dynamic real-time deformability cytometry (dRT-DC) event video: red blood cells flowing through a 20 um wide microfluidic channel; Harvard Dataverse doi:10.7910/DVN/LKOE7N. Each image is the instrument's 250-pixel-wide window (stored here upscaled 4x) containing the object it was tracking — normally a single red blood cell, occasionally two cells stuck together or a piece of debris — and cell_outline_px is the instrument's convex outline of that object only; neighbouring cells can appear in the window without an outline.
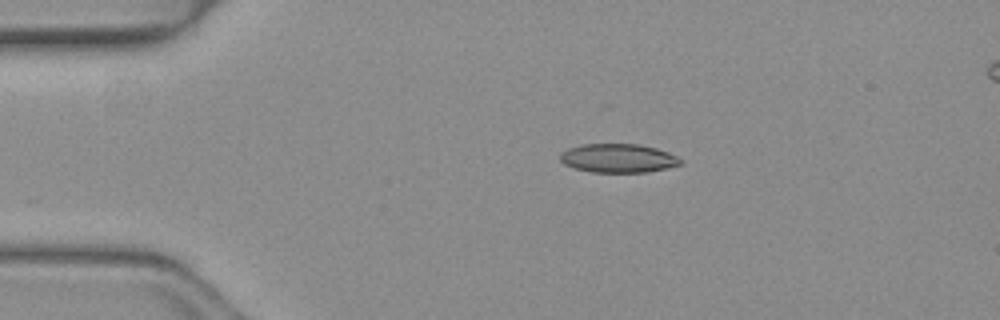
{"species": "common noctule bat (a hibernating species)", "species_latin": "Nyctalus noctula", "temperature_condition": "warm", "stored_images_in_passage": 41, "camera_frame_rate_fps": 3000, "um_per_image_px": 0.085, "animal": {"sex": "female", "body_mass_g": 19.3, "forearm_length_mm": 54.1}, "frame": {"image": 1, "passage_image": 1, "time_ms": 0.0, "image_size_px": [1000, 320], "cell_outline_px": [[680, 164], [668, 168], [648, 172], [592, 172], [572, 168], [564, 164], [560, 160], [560, 152], [568, 148], [580, 144], [640, 144], [656, 148], [668, 152], [676, 156], [680, 160]], "centroid_in_image_um": [52.5, 13.44], "position_along_channel_um": 32.5, "area_um2": 20.29}}
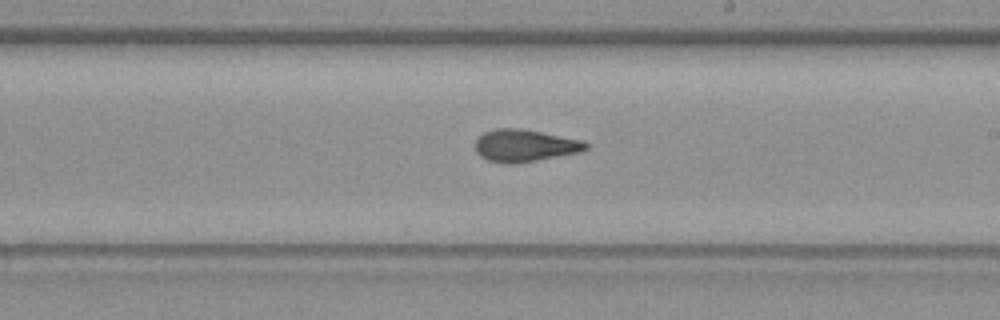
{"frame": {"image": 2, "passage_image": 20, "time_ms": 6.333, "image_size_px": [1000, 320], "cell_outline_px": [[588, 148], [580, 152], [536, 160], [512, 164], [504, 164], [488, 160], [480, 156], [476, 152], [476, 136], [484, 132], [496, 128], [520, 128], [584, 140], [588, 144]], "centroid_in_image_um": [44.58, 12.37], "position_along_channel_um": 244.4, "area_um2": 20.87}}
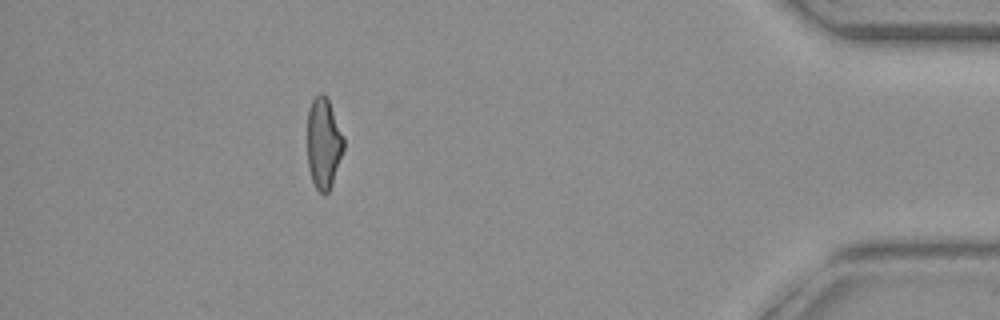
{"frame": {"image": 3, "passage_image": 36, "time_ms": 11.667, "image_size_px": [1000, 320], "cell_outline_px": [[344, 148], [332, 184], [328, 192], [324, 196], [316, 188], [312, 180], [308, 168], [308, 108], [312, 100], [320, 92], [324, 92], [328, 96], [344, 136]], "centroid_in_image_um": [27.51, 12.13], "position_along_channel_um": 407.7, "area_um2": 19.54}, "authors_computed_cell_mechanics": {"area_um2": 20.4034, "velocity_mm_per_s": 4.1001, "shape_relaxation_time_tau1_ms": null, "shape_relaxation_time_tau2_ms": 2.5127, "deformation_change_tau1": null, "deformation_change_tau2": 0.1023}}